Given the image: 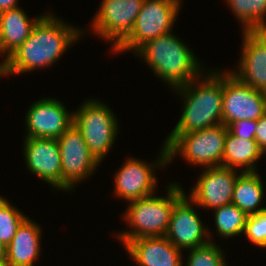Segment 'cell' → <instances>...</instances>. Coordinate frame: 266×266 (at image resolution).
Listing matches in <instances>:
<instances>
[{
  "label": "cell",
  "instance_id": "obj_16",
  "mask_svg": "<svg viewBox=\"0 0 266 266\" xmlns=\"http://www.w3.org/2000/svg\"><path fill=\"white\" fill-rule=\"evenodd\" d=\"M239 70L231 71L239 81L266 92V30L243 31Z\"/></svg>",
  "mask_w": 266,
  "mask_h": 266
},
{
  "label": "cell",
  "instance_id": "obj_25",
  "mask_svg": "<svg viewBox=\"0 0 266 266\" xmlns=\"http://www.w3.org/2000/svg\"><path fill=\"white\" fill-rule=\"evenodd\" d=\"M210 242L193 249H189L186 266H227L224 254L218 245Z\"/></svg>",
  "mask_w": 266,
  "mask_h": 266
},
{
  "label": "cell",
  "instance_id": "obj_30",
  "mask_svg": "<svg viewBox=\"0 0 266 266\" xmlns=\"http://www.w3.org/2000/svg\"><path fill=\"white\" fill-rule=\"evenodd\" d=\"M6 251H7V246H5L0 241V261H5L6 260Z\"/></svg>",
  "mask_w": 266,
  "mask_h": 266
},
{
  "label": "cell",
  "instance_id": "obj_22",
  "mask_svg": "<svg viewBox=\"0 0 266 266\" xmlns=\"http://www.w3.org/2000/svg\"><path fill=\"white\" fill-rule=\"evenodd\" d=\"M244 31L266 30V0H227Z\"/></svg>",
  "mask_w": 266,
  "mask_h": 266
},
{
  "label": "cell",
  "instance_id": "obj_5",
  "mask_svg": "<svg viewBox=\"0 0 266 266\" xmlns=\"http://www.w3.org/2000/svg\"><path fill=\"white\" fill-rule=\"evenodd\" d=\"M228 127L218 124L187 134H170L165 140L168 162L179 153L193 165L222 166L225 138Z\"/></svg>",
  "mask_w": 266,
  "mask_h": 266
},
{
  "label": "cell",
  "instance_id": "obj_12",
  "mask_svg": "<svg viewBox=\"0 0 266 266\" xmlns=\"http://www.w3.org/2000/svg\"><path fill=\"white\" fill-rule=\"evenodd\" d=\"M223 166L207 167L192 189L190 200L203 208L217 209L230 204L238 172Z\"/></svg>",
  "mask_w": 266,
  "mask_h": 266
},
{
  "label": "cell",
  "instance_id": "obj_21",
  "mask_svg": "<svg viewBox=\"0 0 266 266\" xmlns=\"http://www.w3.org/2000/svg\"><path fill=\"white\" fill-rule=\"evenodd\" d=\"M263 182L256 172H241L236 180L232 202L247 216L260 213L266 207L258 208L264 196Z\"/></svg>",
  "mask_w": 266,
  "mask_h": 266
},
{
  "label": "cell",
  "instance_id": "obj_29",
  "mask_svg": "<svg viewBox=\"0 0 266 266\" xmlns=\"http://www.w3.org/2000/svg\"><path fill=\"white\" fill-rule=\"evenodd\" d=\"M17 7V0H0V13Z\"/></svg>",
  "mask_w": 266,
  "mask_h": 266
},
{
  "label": "cell",
  "instance_id": "obj_24",
  "mask_svg": "<svg viewBox=\"0 0 266 266\" xmlns=\"http://www.w3.org/2000/svg\"><path fill=\"white\" fill-rule=\"evenodd\" d=\"M27 217L0 196V241L7 246Z\"/></svg>",
  "mask_w": 266,
  "mask_h": 266
},
{
  "label": "cell",
  "instance_id": "obj_20",
  "mask_svg": "<svg viewBox=\"0 0 266 266\" xmlns=\"http://www.w3.org/2000/svg\"><path fill=\"white\" fill-rule=\"evenodd\" d=\"M263 156L256 140H248L234 136L229 130L225 138L222 166L242 172H256L255 162Z\"/></svg>",
  "mask_w": 266,
  "mask_h": 266
},
{
  "label": "cell",
  "instance_id": "obj_19",
  "mask_svg": "<svg viewBox=\"0 0 266 266\" xmlns=\"http://www.w3.org/2000/svg\"><path fill=\"white\" fill-rule=\"evenodd\" d=\"M41 17L31 21L19 7L0 13V55L7 54L3 62L29 37Z\"/></svg>",
  "mask_w": 266,
  "mask_h": 266
},
{
  "label": "cell",
  "instance_id": "obj_15",
  "mask_svg": "<svg viewBox=\"0 0 266 266\" xmlns=\"http://www.w3.org/2000/svg\"><path fill=\"white\" fill-rule=\"evenodd\" d=\"M24 159L30 172L62 190V166L57 139L25 138Z\"/></svg>",
  "mask_w": 266,
  "mask_h": 266
},
{
  "label": "cell",
  "instance_id": "obj_31",
  "mask_svg": "<svg viewBox=\"0 0 266 266\" xmlns=\"http://www.w3.org/2000/svg\"><path fill=\"white\" fill-rule=\"evenodd\" d=\"M0 266H8L6 261H0Z\"/></svg>",
  "mask_w": 266,
  "mask_h": 266
},
{
  "label": "cell",
  "instance_id": "obj_1",
  "mask_svg": "<svg viewBox=\"0 0 266 266\" xmlns=\"http://www.w3.org/2000/svg\"><path fill=\"white\" fill-rule=\"evenodd\" d=\"M81 31L55 17L43 15L29 37L4 61L0 76L14 75L53 65L81 36Z\"/></svg>",
  "mask_w": 266,
  "mask_h": 266
},
{
  "label": "cell",
  "instance_id": "obj_23",
  "mask_svg": "<svg viewBox=\"0 0 266 266\" xmlns=\"http://www.w3.org/2000/svg\"><path fill=\"white\" fill-rule=\"evenodd\" d=\"M214 212L216 229L221 237L227 239L244 233L248 216L235 204L224 205Z\"/></svg>",
  "mask_w": 266,
  "mask_h": 266
},
{
  "label": "cell",
  "instance_id": "obj_6",
  "mask_svg": "<svg viewBox=\"0 0 266 266\" xmlns=\"http://www.w3.org/2000/svg\"><path fill=\"white\" fill-rule=\"evenodd\" d=\"M108 105L97 100H88L73 112V123L80 130L89 151L100 163L111 149L118 123Z\"/></svg>",
  "mask_w": 266,
  "mask_h": 266
},
{
  "label": "cell",
  "instance_id": "obj_3",
  "mask_svg": "<svg viewBox=\"0 0 266 266\" xmlns=\"http://www.w3.org/2000/svg\"><path fill=\"white\" fill-rule=\"evenodd\" d=\"M135 53L147 62L156 76L172 88L188 84L201 76L202 64L200 65L191 49L175 37L174 33L149 40Z\"/></svg>",
  "mask_w": 266,
  "mask_h": 266
},
{
  "label": "cell",
  "instance_id": "obj_11",
  "mask_svg": "<svg viewBox=\"0 0 266 266\" xmlns=\"http://www.w3.org/2000/svg\"><path fill=\"white\" fill-rule=\"evenodd\" d=\"M160 153V160L158 159L153 165L134 158H130L122 164L114 179L116 196L130 202L153 195L157 182L153 173V169H156L154 166L158 168L169 164L168 150L165 145Z\"/></svg>",
  "mask_w": 266,
  "mask_h": 266
},
{
  "label": "cell",
  "instance_id": "obj_17",
  "mask_svg": "<svg viewBox=\"0 0 266 266\" xmlns=\"http://www.w3.org/2000/svg\"><path fill=\"white\" fill-rule=\"evenodd\" d=\"M124 247L139 266H183V250L165 236L136 238L127 241Z\"/></svg>",
  "mask_w": 266,
  "mask_h": 266
},
{
  "label": "cell",
  "instance_id": "obj_13",
  "mask_svg": "<svg viewBox=\"0 0 266 266\" xmlns=\"http://www.w3.org/2000/svg\"><path fill=\"white\" fill-rule=\"evenodd\" d=\"M192 204L186 194L174 204L165 234V237L180 250H189L209 243L206 237L210 238V232L208 228H203Z\"/></svg>",
  "mask_w": 266,
  "mask_h": 266
},
{
  "label": "cell",
  "instance_id": "obj_18",
  "mask_svg": "<svg viewBox=\"0 0 266 266\" xmlns=\"http://www.w3.org/2000/svg\"><path fill=\"white\" fill-rule=\"evenodd\" d=\"M40 236V226L27 217L7 245L8 266H33L41 253Z\"/></svg>",
  "mask_w": 266,
  "mask_h": 266
},
{
  "label": "cell",
  "instance_id": "obj_28",
  "mask_svg": "<svg viewBox=\"0 0 266 266\" xmlns=\"http://www.w3.org/2000/svg\"><path fill=\"white\" fill-rule=\"evenodd\" d=\"M255 140L259 149L266 153V113L257 120Z\"/></svg>",
  "mask_w": 266,
  "mask_h": 266
},
{
  "label": "cell",
  "instance_id": "obj_9",
  "mask_svg": "<svg viewBox=\"0 0 266 266\" xmlns=\"http://www.w3.org/2000/svg\"><path fill=\"white\" fill-rule=\"evenodd\" d=\"M62 166V190H69L91 176L99 162L89 151L80 130L74 123L57 138Z\"/></svg>",
  "mask_w": 266,
  "mask_h": 266
},
{
  "label": "cell",
  "instance_id": "obj_7",
  "mask_svg": "<svg viewBox=\"0 0 266 266\" xmlns=\"http://www.w3.org/2000/svg\"><path fill=\"white\" fill-rule=\"evenodd\" d=\"M180 0H144L130 34L114 52L132 50L134 53L146 42L171 32L180 10Z\"/></svg>",
  "mask_w": 266,
  "mask_h": 266
},
{
  "label": "cell",
  "instance_id": "obj_32",
  "mask_svg": "<svg viewBox=\"0 0 266 266\" xmlns=\"http://www.w3.org/2000/svg\"><path fill=\"white\" fill-rule=\"evenodd\" d=\"M1 71H2V62L0 64V74H1Z\"/></svg>",
  "mask_w": 266,
  "mask_h": 266
},
{
  "label": "cell",
  "instance_id": "obj_26",
  "mask_svg": "<svg viewBox=\"0 0 266 266\" xmlns=\"http://www.w3.org/2000/svg\"><path fill=\"white\" fill-rule=\"evenodd\" d=\"M244 234L254 245L266 248V209L247 217Z\"/></svg>",
  "mask_w": 266,
  "mask_h": 266
},
{
  "label": "cell",
  "instance_id": "obj_14",
  "mask_svg": "<svg viewBox=\"0 0 266 266\" xmlns=\"http://www.w3.org/2000/svg\"><path fill=\"white\" fill-rule=\"evenodd\" d=\"M73 124L68 112L57 99L46 98L32 104L26 113V138L57 139Z\"/></svg>",
  "mask_w": 266,
  "mask_h": 266
},
{
  "label": "cell",
  "instance_id": "obj_4",
  "mask_svg": "<svg viewBox=\"0 0 266 266\" xmlns=\"http://www.w3.org/2000/svg\"><path fill=\"white\" fill-rule=\"evenodd\" d=\"M167 189L165 197L150 195L129 202L124 215L133 230L118 233L123 244L136 238L165 236L174 204L185 194L178 183H171Z\"/></svg>",
  "mask_w": 266,
  "mask_h": 266
},
{
  "label": "cell",
  "instance_id": "obj_10",
  "mask_svg": "<svg viewBox=\"0 0 266 266\" xmlns=\"http://www.w3.org/2000/svg\"><path fill=\"white\" fill-rule=\"evenodd\" d=\"M144 0H103L92 21L93 31L114 50L132 31Z\"/></svg>",
  "mask_w": 266,
  "mask_h": 266
},
{
  "label": "cell",
  "instance_id": "obj_27",
  "mask_svg": "<svg viewBox=\"0 0 266 266\" xmlns=\"http://www.w3.org/2000/svg\"><path fill=\"white\" fill-rule=\"evenodd\" d=\"M257 120H236L228 126V130L236 137L255 140Z\"/></svg>",
  "mask_w": 266,
  "mask_h": 266
},
{
  "label": "cell",
  "instance_id": "obj_2",
  "mask_svg": "<svg viewBox=\"0 0 266 266\" xmlns=\"http://www.w3.org/2000/svg\"><path fill=\"white\" fill-rule=\"evenodd\" d=\"M207 75L201 82L197 77L174 88L182 94L184 108L171 134H187L222 124L223 72L211 71Z\"/></svg>",
  "mask_w": 266,
  "mask_h": 266
},
{
  "label": "cell",
  "instance_id": "obj_8",
  "mask_svg": "<svg viewBox=\"0 0 266 266\" xmlns=\"http://www.w3.org/2000/svg\"><path fill=\"white\" fill-rule=\"evenodd\" d=\"M266 113V92L239 81L223 72L222 124L228 127L236 120H258Z\"/></svg>",
  "mask_w": 266,
  "mask_h": 266
}]
</instances>
